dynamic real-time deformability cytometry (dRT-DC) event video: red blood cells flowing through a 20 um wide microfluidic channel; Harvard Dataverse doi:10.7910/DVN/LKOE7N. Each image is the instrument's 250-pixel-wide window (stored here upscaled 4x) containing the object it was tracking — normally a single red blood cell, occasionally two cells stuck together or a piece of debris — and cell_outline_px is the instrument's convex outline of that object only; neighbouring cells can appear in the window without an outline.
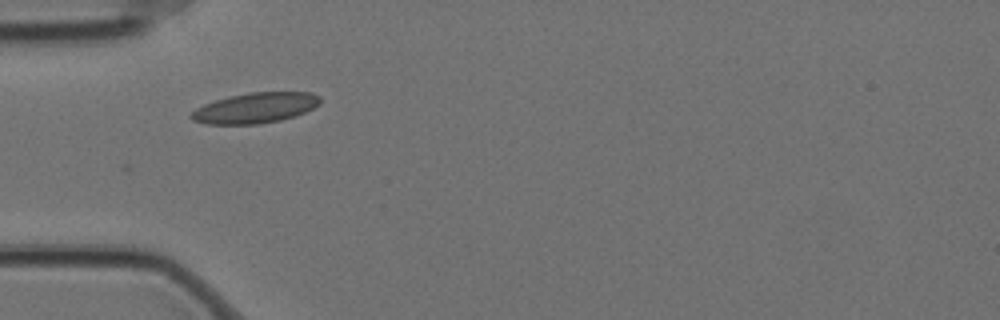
{"species": "Egyptian fruit bat (a non-hibernating species)", "species_latin": "Rousettus aegyptiacus", "temperature_condition": "cold", "stored_images_in_passage": 42, "camera_frame_rate_fps": 3000, "um_per_image_px": 0.085, "animal": {"sex": "female"}, "frame": {"image": 1, "passage_image": 1, "time_ms": 0.0, "image_size_px": [1000, 320], "cell_outline_px": [[320, 104], [296, 116], [280, 120], [256, 124], [204, 124], [192, 120], [188, 116], [196, 108], [204, 104], [216, 100], [248, 92], [312, 92], [320, 96]], "centroid_in_image_um": [21.69, 9.17], "position_along_channel_um": 63.3, "area_um2": 22.83}}
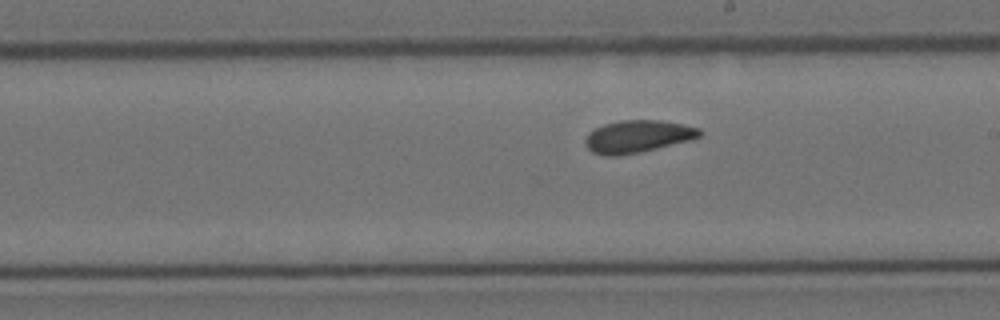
{"frame": {"image": 2, "passage_image": 16, "time_ms": 5.0, "image_size_px": [1000, 320], "cell_outline_px": [[704, 132], [700, 136], [692, 140], [620, 156], [604, 156], [592, 152], [584, 144], [584, 140], [588, 132], [604, 124], [620, 120], [660, 120], [684, 124], [700, 128]], "centroid_in_image_um": [54.2, 11.59], "position_along_channel_um": 234.8, "area_um2": 21.79}}
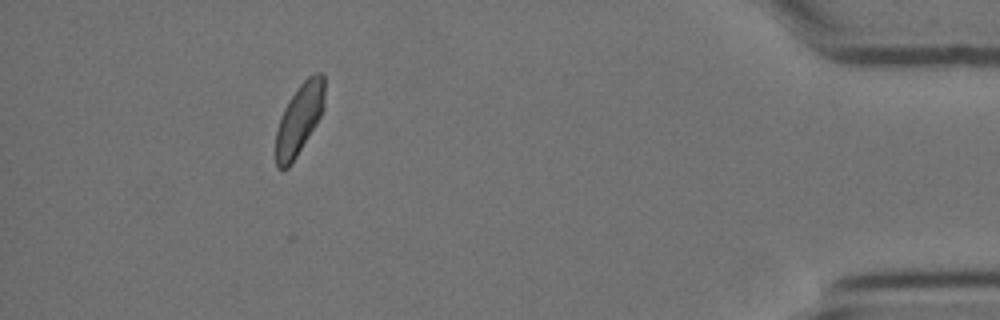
{"frame": {"image": 3, "passage_image": 36, "time_ms": 11.667, "image_size_px": [1000, 320], "cell_outline_px": [[324, 108], [316, 124], [296, 156], [288, 168], [276, 168], [276, 128], [284, 108], [288, 100], [300, 84], [308, 76], [316, 72], [320, 72], [324, 76]], "centroid_in_image_um": [25.43, 10.1], "position_along_channel_um": 409.8, "area_um2": 19.94}, "authors_computed_cell_mechanics": {"area_um2": 21.097, "velocity_mm_per_s": 3.4546, "shape_relaxation_time_tau1_ms": null, "shape_relaxation_time_tau2_ms": 2.4113, "deformation_change_tau1": null, "deformation_change_tau2": 0.0726}}